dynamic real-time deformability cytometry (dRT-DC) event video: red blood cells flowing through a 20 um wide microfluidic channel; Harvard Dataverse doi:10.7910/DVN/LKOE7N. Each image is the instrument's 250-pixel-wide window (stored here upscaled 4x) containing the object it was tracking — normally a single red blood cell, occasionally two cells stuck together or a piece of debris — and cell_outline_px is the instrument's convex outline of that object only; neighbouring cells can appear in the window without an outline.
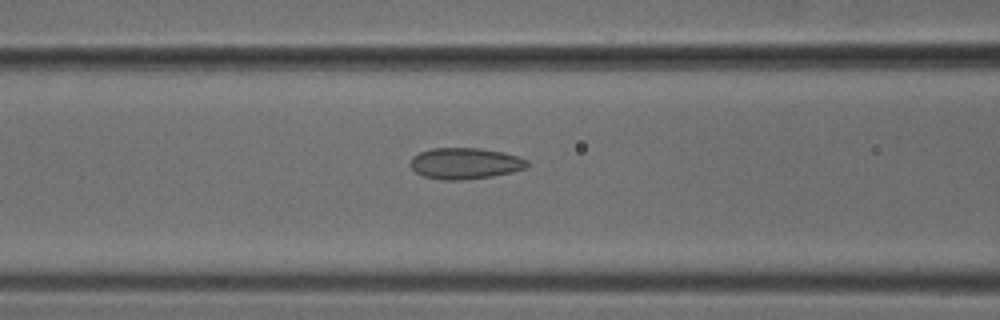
{"species": "common noctule bat (a hibernating species)", "species_latin": "Nyctalus noctula", "temperature_condition": "cold", "stored_images_in_passage": 42, "camera_frame_rate_fps": 3000, "um_per_image_px": 0.085, "animal": {"sex": "male", "body_mass_g": 18.8}, "frame": {"image": 1, "passage_image": 12, "time_ms": 3.667, "image_size_px": [1000, 320], "cell_outline_px": [[528, 164], [524, 168], [512, 172], [492, 176], [460, 180], [444, 180], [424, 176], [416, 172], [408, 164], [412, 156], [420, 152], [432, 148], [480, 148], [504, 152], [528, 160]], "centroid_in_image_um": [39.5, 13.88], "position_along_channel_um": 127.1, "area_um2": 21.21}}
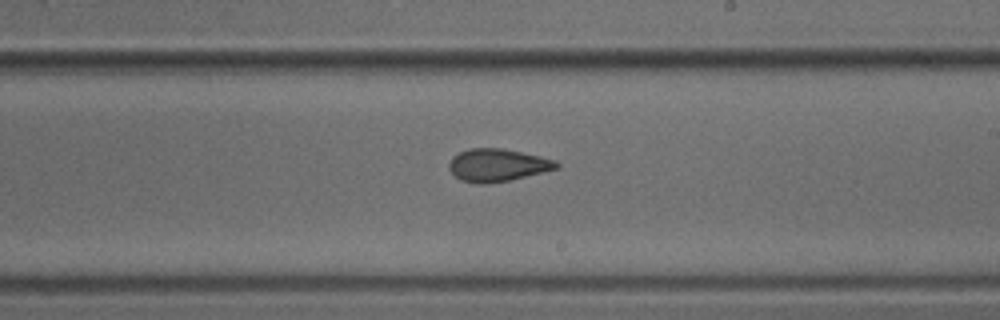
{"frame": {"image": 2, "passage_image": 21, "time_ms": 6.667, "image_size_px": [1000, 320], "cell_outline_px": [[560, 168], [512, 180], [488, 184], [476, 184], [460, 180], [448, 168], [448, 164], [452, 156], [468, 148], [500, 148], [540, 156], [556, 160], [560, 164]], "centroid_in_image_um": [42.29, 14.05], "position_along_channel_um": 246.7, "area_um2": 20.69}}
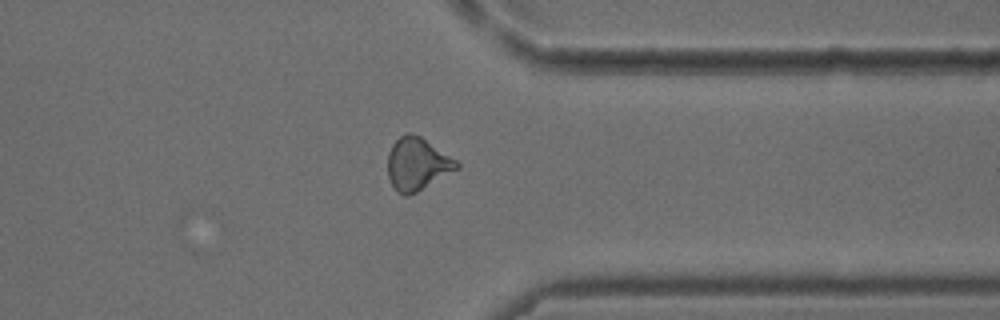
{"frame": {"image": 3, "passage_image": 31, "time_ms": 10.0, "image_size_px": [1000, 320], "cell_outline_px": [[460, 168], [416, 192], [408, 196], [404, 196], [396, 192], [388, 176], [388, 152], [392, 144], [400, 136], [408, 132], [420, 136], [456, 160], [460, 164]], "centroid_in_image_um": [35.45, 13.95], "position_along_channel_um": 375.9, "area_um2": 21.04}}